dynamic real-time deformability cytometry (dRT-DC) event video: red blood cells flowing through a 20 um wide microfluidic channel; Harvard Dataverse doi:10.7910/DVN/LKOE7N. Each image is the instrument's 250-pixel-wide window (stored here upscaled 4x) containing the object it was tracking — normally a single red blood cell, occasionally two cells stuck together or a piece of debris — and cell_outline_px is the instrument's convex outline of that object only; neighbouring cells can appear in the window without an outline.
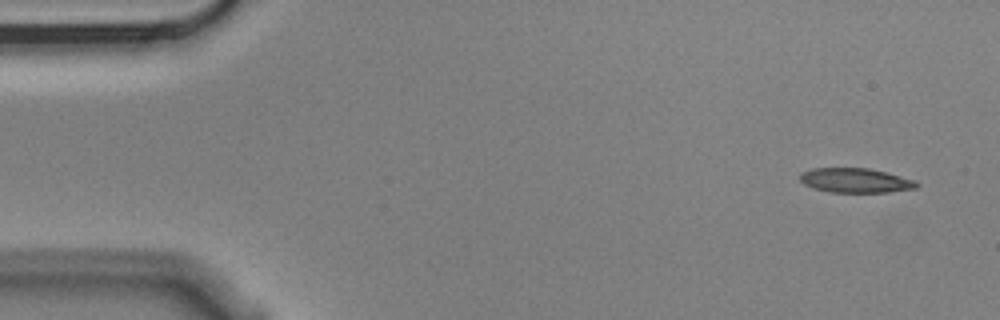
{"species": "Egyptian fruit bat (a non-hibernating species)", "species_latin": "Rousettus aegyptiacus", "temperature_condition": "cold", "stored_images_in_passage": 5, "camera_frame_rate_fps": 3000, "um_per_image_px": 0.085, "animal": {"sex": "male"}, "frame": {"image": 1, "passage_image": 1, "time_ms": 0.0, "image_size_px": [1000, 320], "cell_outline_px": [[920, 184], [916, 188], [888, 192], [832, 192], [812, 188], [804, 184], [800, 180], [800, 172], [812, 168], [868, 168], [916, 180]], "centroid_in_image_um": [72.7, 15.33], "position_along_channel_um": 12.3, "area_um2": 16.65}}
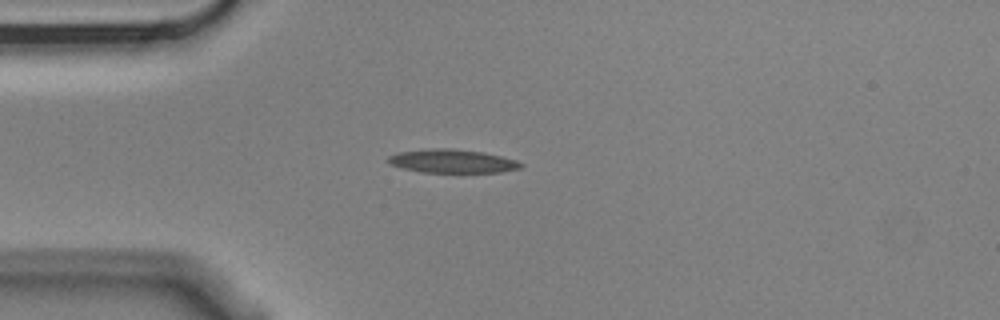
{"frame": {"image": 2, "passage_image": 4, "time_ms": 1.0, "image_size_px": [1000, 320], "cell_outline_px": [[524, 164], [520, 168], [500, 172], [420, 172], [404, 168], [392, 164], [388, 160], [388, 156], [400, 152], [432, 148], [452, 148], [484, 152], [516, 160]], "centroid_in_image_um": [38.47, 13.69], "position_along_channel_um": 46.5, "area_um2": 17.98}}